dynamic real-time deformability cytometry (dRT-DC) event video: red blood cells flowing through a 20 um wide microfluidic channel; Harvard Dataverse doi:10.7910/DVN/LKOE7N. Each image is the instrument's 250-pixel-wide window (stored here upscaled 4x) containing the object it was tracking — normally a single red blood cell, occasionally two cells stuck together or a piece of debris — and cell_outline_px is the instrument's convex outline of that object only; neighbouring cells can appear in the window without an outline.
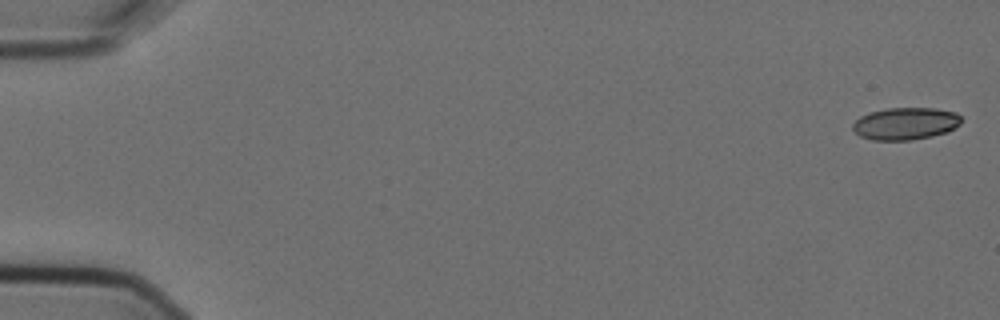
{"species": "Egyptian fruit bat (a non-hibernating species)", "species_latin": "Rousettus aegyptiacus", "temperature_condition": "cold", "stored_images_in_passage": 7, "camera_frame_rate_fps": 3000, "um_per_image_px": 0.085, "animal": {"sex": "female"}, "frame": {"image": 1, "passage_image": 1, "time_ms": 0.0, "image_size_px": [1000, 320], "cell_outline_px": [[960, 124], [948, 132], [932, 136], [912, 140], [872, 140], [860, 136], [852, 128], [852, 124], [860, 116], [868, 112], [888, 108], [936, 108], [956, 112], [960, 116]], "centroid_in_image_um": [76.96, 10.5], "position_along_channel_um": 8.0, "area_um2": 20.52}}